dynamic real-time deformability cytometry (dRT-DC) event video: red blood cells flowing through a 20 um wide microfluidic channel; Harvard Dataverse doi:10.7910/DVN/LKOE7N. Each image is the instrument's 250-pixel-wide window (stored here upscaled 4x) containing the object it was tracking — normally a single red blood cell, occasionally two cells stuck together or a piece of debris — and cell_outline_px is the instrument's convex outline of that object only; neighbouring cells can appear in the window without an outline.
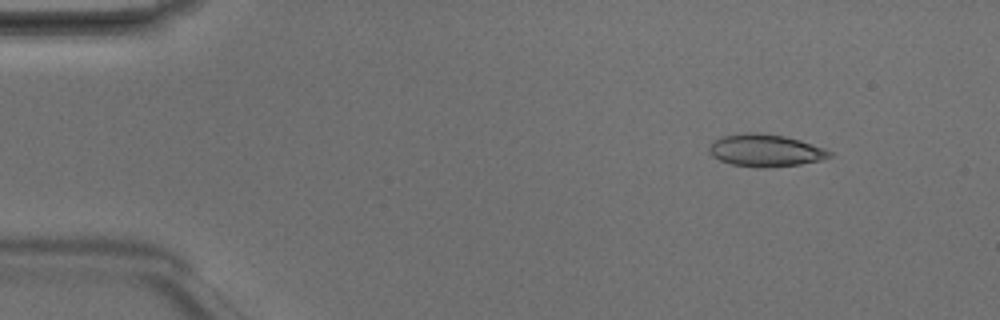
{"species": "Egyptian fruit bat (a non-hibernating species)", "species_latin": "Rousettus aegyptiacus", "temperature_condition": "room temperature", "stored_images_in_passage": 6, "camera_frame_rate_fps": 3000, "um_per_image_px": 0.085, "animal": {"sex": "male"}, "frame": {"image": 1, "passage_image": 2, "time_ms": 0.333, "image_size_px": [1000, 320], "cell_outline_px": [[832, 156], [820, 160], [800, 164], [760, 168], [732, 164], [720, 160], [712, 156], [708, 152], [708, 148], [720, 136], [744, 132], [760, 132], [784, 136], [800, 140], [824, 148], [832, 152]], "centroid_in_image_um": [65.04, 12.77], "position_along_channel_um": 20.0, "area_um2": 22.66}}
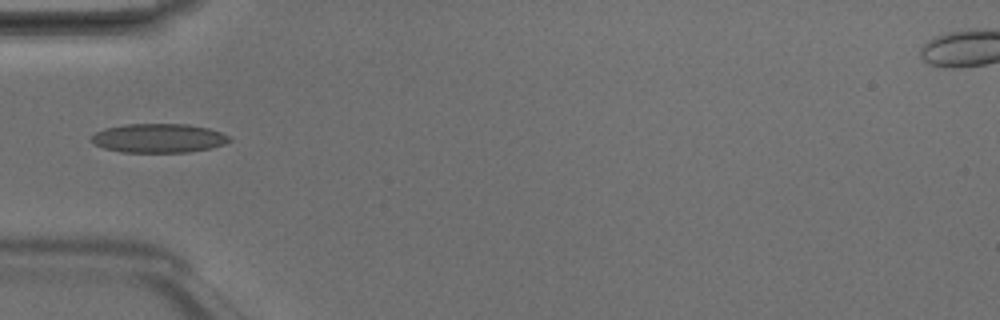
{"frame": {"image": 2, "passage_image": 5, "time_ms": 1.333, "image_size_px": [1000, 320], "cell_outline_px": [[232, 140], [224, 144], [212, 148], [188, 152], [120, 152], [104, 148], [92, 144], [88, 140], [96, 132], [104, 128], [124, 124], [188, 124], [208, 128], [232, 136]], "centroid_in_image_um": [13.47, 11.74], "position_along_channel_um": 71.5, "area_um2": 23.64}}